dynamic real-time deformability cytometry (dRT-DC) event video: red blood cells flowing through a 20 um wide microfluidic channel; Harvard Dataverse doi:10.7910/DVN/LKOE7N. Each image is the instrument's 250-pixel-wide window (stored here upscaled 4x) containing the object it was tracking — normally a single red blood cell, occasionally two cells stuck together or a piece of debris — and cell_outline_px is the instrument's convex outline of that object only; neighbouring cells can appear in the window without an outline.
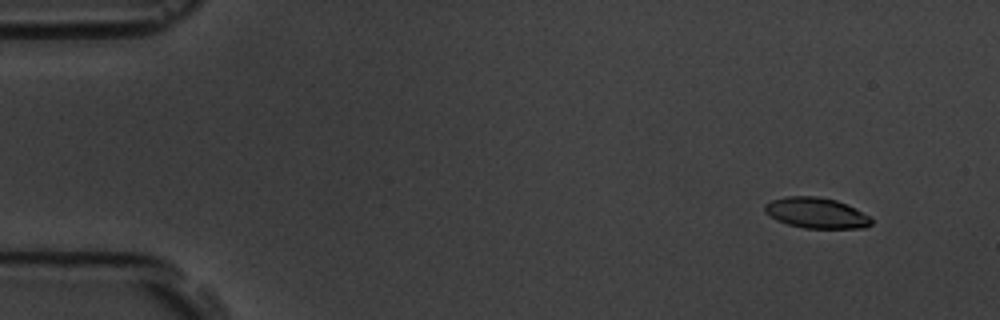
{"species": "common noctule bat (a hibernating species)", "species_latin": "Nyctalus noctula", "temperature_condition": "room temperature", "stored_images_in_passage": 5, "camera_frame_rate_fps": 3000, "um_per_image_px": 0.085, "animal": {"sex": "male", "body_mass_g": 19.5, "forearm_length_mm": 54.6}, "frame": {"image": 1, "passage_image": 2, "time_ms": 1.0, "image_size_px": [1000, 320], "cell_outline_px": [[872, 224], [864, 228], [804, 228], [788, 224], [776, 220], [764, 212], [764, 204], [772, 200], [784, 196], [816, 196], [836, 200], [868, 216], [872, 220]], "centroid_in_image_um": [69.32, 18.1], "position_along_channel_um": 15.7, "area_um2": 18.84}}